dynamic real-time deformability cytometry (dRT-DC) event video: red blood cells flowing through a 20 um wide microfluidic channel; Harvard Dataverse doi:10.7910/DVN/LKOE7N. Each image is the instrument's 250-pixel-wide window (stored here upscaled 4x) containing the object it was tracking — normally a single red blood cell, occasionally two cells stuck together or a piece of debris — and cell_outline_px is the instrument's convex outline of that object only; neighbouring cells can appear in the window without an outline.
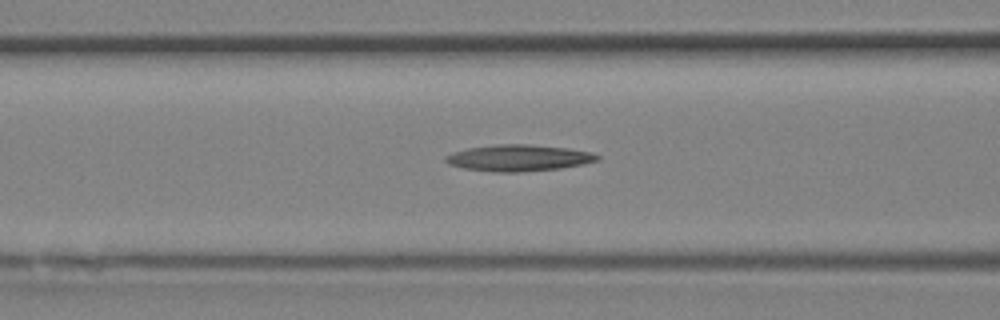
{"species": "Egyptian fruit bat (a non-hibernating species)", "species_latin": "Rousettus aegyptiacus", "temperature_condition": "room temperature", "stored_images_in_passage": 17, "camera_frame_rate_fps": 3000, "um_per_image_px": 0.085, "animal": {"sex": "female"}, "frame": {"image": 1, "passage_image": 6, "time_ms": 1.667, "image_size_px": [1000, 320], "cell_outline_px": [[600, 160], [584, 164], [560, 168], [520, 172], [492, 172], [464, 168], [448, 164], [444, 160], [444, 156], [452, 152], [468, 148], [500, 144], [528, 144], [568, 148], [592, 152], [600, 156]], "centroid_in_image_um": [44.09, 13.42], "position_along_channel_um": 122.5, "area_um2": 23.47}}
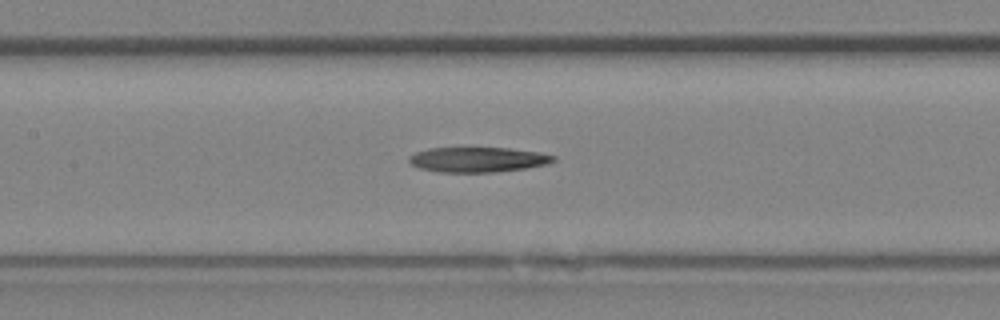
{"frame": {"image": 2, "passage_image": 8, "time_ms": 2.333, "image_size_px": [1000, 320], "cell_outline_px": [[556, 160], [548, 164], [524, 168], [492, 172], [440, 172], [420, 168], [412, 164], [408, 160], [408, 156], [416, 152], [428, 148], [508, 148], [540, 152], [556, 156]], "centroid_in_image_um": [40.62, 13.56], "position_along_channel_um": 166.8, "area_um2": 20.98}}